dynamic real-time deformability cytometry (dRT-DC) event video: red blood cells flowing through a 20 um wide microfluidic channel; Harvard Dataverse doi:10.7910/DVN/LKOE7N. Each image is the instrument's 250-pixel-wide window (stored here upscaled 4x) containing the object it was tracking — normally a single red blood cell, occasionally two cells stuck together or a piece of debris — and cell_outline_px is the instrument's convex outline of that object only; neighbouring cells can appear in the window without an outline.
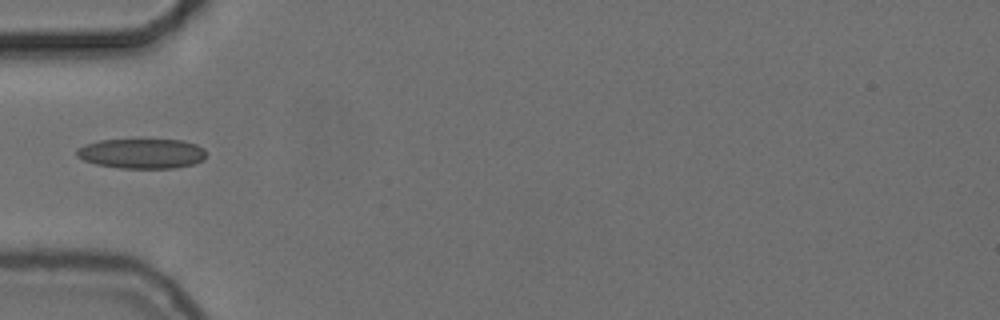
{"species": "common noctule bat (a hibernating species)", "species_latin": "Nyctalus noctula", "temperature_condition": "cold", "stored_images_in_passage": 38, "camera_frame_rate_fps": 3000, "um_per_image_px": 0.085, "animal": {"sex": "female", "body_mass_g": 24.6, "forearm_length_mm": 56.2}, "frame": {"image": 1, "passage_image": 1, "time_ms": 0.0, "image_size_px": [1000, 320], "cell_outline_px": [[208, 152], [204, 160], [192, 164], [176, 168], [120, 168], [96, 164], [84, 160], [76, 156], [76, 148], [84, 144], [100, 140], [184, 140], [196, 144], [204, 148]], "centroid_in_image_um": [12.07, 13.05], "position_along_channel_um": 72.9, "area_um2": 22.77}}
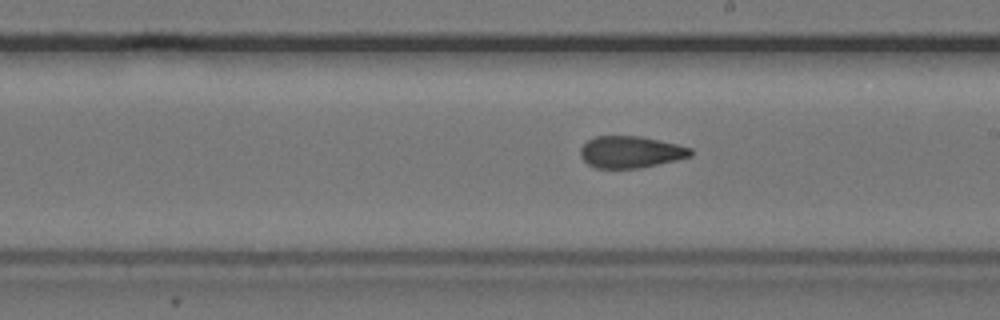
{"frame": {"image": 2, "passage_image": 14, "time_ms": 4.333, "image_size_px": [1000, 320], "cell_outline_px": [[692, 156], [640, 168], [596, 168], [588, 164], [580, 156], [580, 148], [588, 140], [596, 136], [640, 136], [676, 144], [692, 148]], "centroid_in_image_um": [53.59, 12.92], "position_along_channel_um": 235.4, "area_um2": 20.29}}
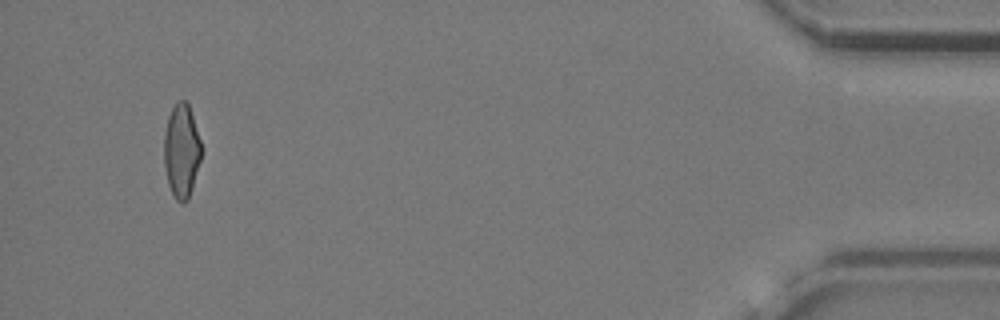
{"frame": {"image": 3, "passage_image": 35, "time_ms": 11.333, "image_size_px": [1000, 320], "cell_outline_px": [[200, 160], [192, 188], [188, 200], [184, 204], [180, 204], [176, 200], [168, 184], [164, 164], [164, 132], [168, 116], [176, 100], [184, 100], [188, 104], [200, 140]], "centroid_in_image_um": [15.4, 12.84], "position_along_channel_um": 419.8, "area_um2": 20.23}, "authors_computed_cell_mechanics": {"area_um2": 20.8369, "velocity_mm_per_s": 3.7225, "shape_relaxation_time_tau1_ms": null, "shape_relaxation_time_tau2_ms": 2.1061, "deformation_change_tau1": null, "deformation_change_tau2": 0.0906}}